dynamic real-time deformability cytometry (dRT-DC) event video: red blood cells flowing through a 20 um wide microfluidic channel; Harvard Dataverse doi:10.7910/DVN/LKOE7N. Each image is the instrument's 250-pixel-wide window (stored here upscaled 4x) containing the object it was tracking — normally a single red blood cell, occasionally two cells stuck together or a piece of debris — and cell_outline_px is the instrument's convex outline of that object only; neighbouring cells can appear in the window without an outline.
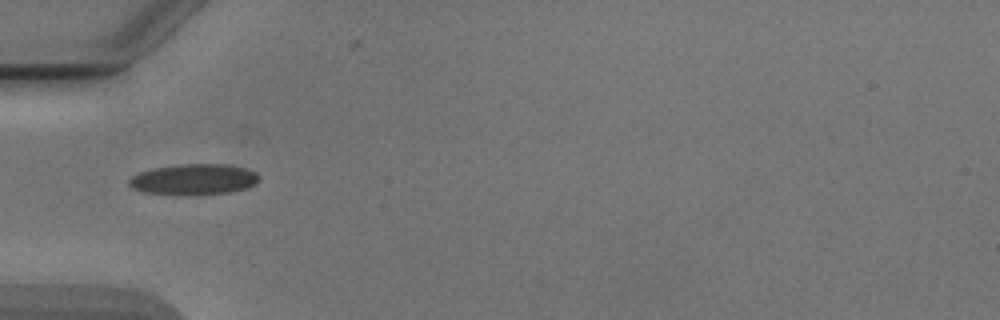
{"species": "Egyptian fruit bat (a non-hibernating species)", "species_latin": "Rousettus aegyptiacus", "temperature_condition": "cold", "stored_images_in_passage": 1, "camera_frame_rate_fps": 3000, "um_per_image_px": 0.085, "animal": {"sex": "male"}, "frame": {"image": 1, "passage_image": 1, "time_ms": 0.0, "image_size_px": [1000, 320], "cell_outline_px": [[256, 180], [252, 184], [244, 188], [232, 192], [144, 192], [132, 188], [128, 184], [128, 180], [132, 176], [140, 172], [152, 168], [180, 164], [224, 164], [244, 168], [256, 172]], "centroid_in_image_um": [16.42, 15.19], "position_along_channel_um": 68.6, "area_um2": 22.02}}